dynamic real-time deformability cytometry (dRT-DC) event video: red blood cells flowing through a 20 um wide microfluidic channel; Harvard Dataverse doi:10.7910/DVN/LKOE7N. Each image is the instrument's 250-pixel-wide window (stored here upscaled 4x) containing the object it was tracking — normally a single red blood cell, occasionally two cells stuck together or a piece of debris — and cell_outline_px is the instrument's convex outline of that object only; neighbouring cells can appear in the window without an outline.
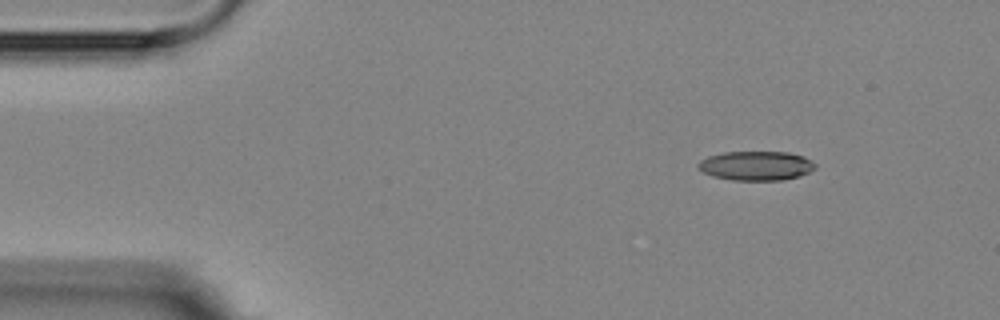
{"species": "Egyptian fruit bat (a non-hibernating species)", "species_latin": "Rousettus aegyptiacus", "temperature_condition": "room temperature", "stored_images_in_passage": 4, "segment_of_instrument_passage": [1, 2], "camera_frame_rate_fps": 3000, "um_per_image_px": 0.085, "animal": {"sex": "female"}, "frame": {"image": 1, "passage_image": 1, "time_ms": 0.0, "image_size_px": [1000, 320], "cell_outline_px": [[816, 168], [800, 176], [780, 180], [732, 180], [712, 176], [704, 172], [696, 164], [700, 160], [708, 156], [724, 152], [788, 152], [804, 156], [812, 160], [816, 164]], "centroid_in_image_um": [64.29, 14.08], "position_along_channel_um": 20.7, "area_um2": 20.0}}